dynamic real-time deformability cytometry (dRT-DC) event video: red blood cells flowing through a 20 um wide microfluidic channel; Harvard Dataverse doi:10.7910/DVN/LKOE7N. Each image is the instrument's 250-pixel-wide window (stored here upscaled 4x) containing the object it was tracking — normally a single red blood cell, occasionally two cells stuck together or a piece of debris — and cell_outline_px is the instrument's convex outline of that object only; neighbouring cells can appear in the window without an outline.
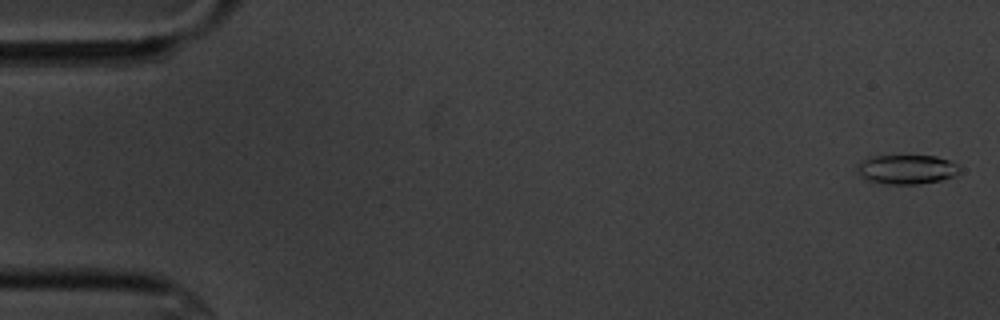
{"species": "common noctule bat (a hibernating species)", "species_latin": "Nyctalus noctula", "temperature_condition": "cold", "stored_images_in_passage": 7, "camera_frame_rate_fps": 3000, "um_per_image_px": 0.085, "animal": {"sex": "male", "body_mass_g": 20.1, "forearm_length_mm": 53.5}, "frame": {"image": 1, "passage_image": 1, "time_ms": 0.0, "image_size_px": [1000, 320], "cell_outline_px": [[960, 168], [952, 176], [940, 180], [920, 184], [888, 184], [868, 180], [860, 176], [856, 168], [868, 156], [936, 156], [948, 160], [956, 164]], "centroid_in_image_um": [77.03, 14.4], "position_along_channel_um": 8.0, "area_um2": 17.22}}
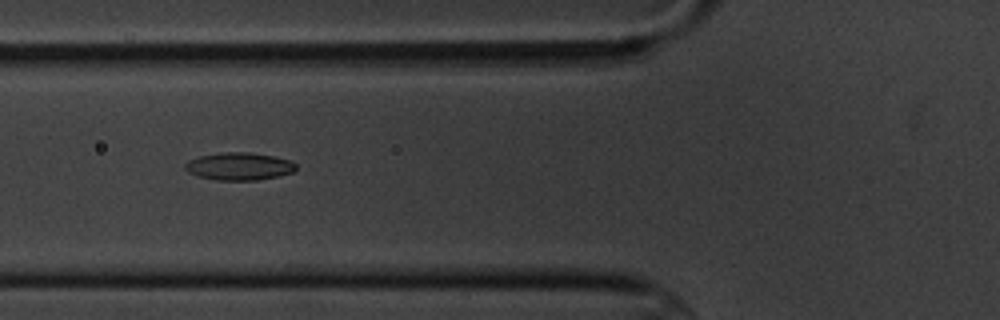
{"frame": {"image": 2, "passage_image": 6, "time_ms": 6.667, "image_size_px": [1000, 320], "cell_outline_px": [[296, 168], [292, 172], [280, 176], [256, 180], [216, 180], [196, 176], [188, 172], [184, 168], [184, 164], [188, 160], [200, 156], [224, 152], [248, 152], [272, 156], [292, 160], [296, 164]], "centroid_in_image_um": [20.31, 14.14], "position_along_channel_um": 105.5, "area_um2": 17.92}}
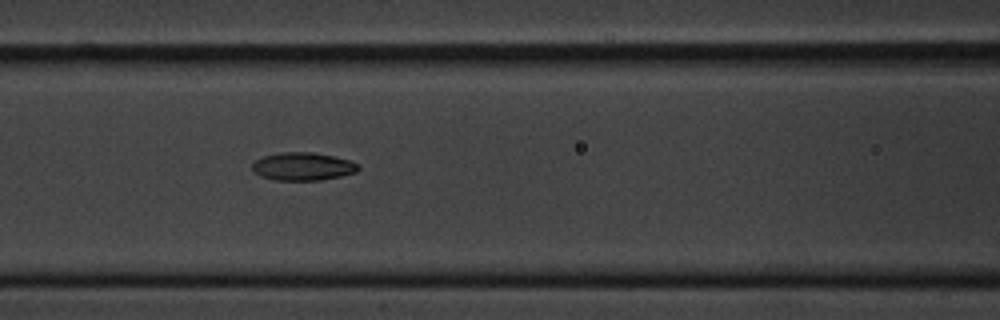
{"frame": {"image": 3, "passage_image": 7, "time_ms": 7.667, "image_size_px": [1000, 320], "cell_outline_px": [[360, 168], [356, 172], [340, 176], [320, 180], [272, 180], [260, 176], [252, 172], [252, 164], [256, 160], [264, 156], [280, 152], [312, 152], [332, 156], [348, 160], [356, 164]], "centroid_in_image_um": [25.68, 14.15], "position_along_channel_um": 140.9, "area_um2": 17.22}}